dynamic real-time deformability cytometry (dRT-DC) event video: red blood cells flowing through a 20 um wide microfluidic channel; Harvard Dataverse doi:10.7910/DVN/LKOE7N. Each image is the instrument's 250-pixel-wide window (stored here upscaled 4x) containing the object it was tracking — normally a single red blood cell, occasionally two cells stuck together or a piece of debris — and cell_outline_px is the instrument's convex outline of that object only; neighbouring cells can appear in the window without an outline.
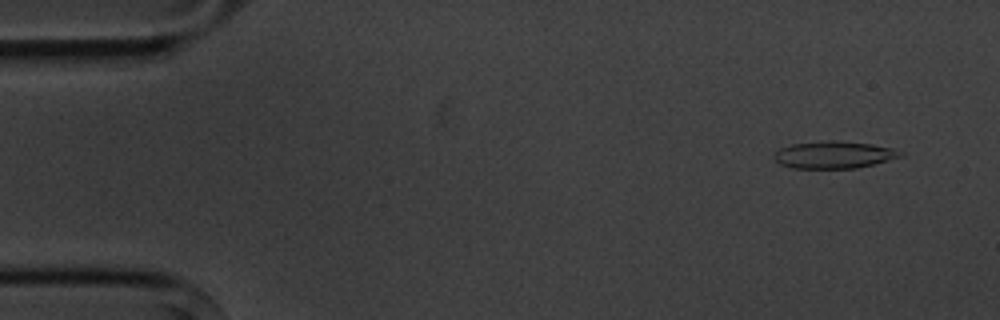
{"species": "common noctule bat (a hibernating species)", "species_latin": "Nyctalus noctula", "temperature_condition": "cold", "stored_images_in_passage": 5, "camera_frame_rate_fps": 3000, "um_per_image_px": 0.085, "animal": {"sex": "male", "body_mass_g": 20.1, "forearm_length_mm": 53.5}, "frame": {"image": 1, "passage_image": 2, "time_ms": 1.0, "image_size_px": [1000, 320], "cell_outline_px": [[904, 156], [856, 168], [792, 168], [780, 164], [772, 156], [780, 148], [792, 144], [824, 140], [836, 140], [872, 144], [892, 148], [904, 152]], "centroid_in_image_um": [70.88, 13.15], "position_along_channel_um": 14.1, "area_um2": 20.06}}
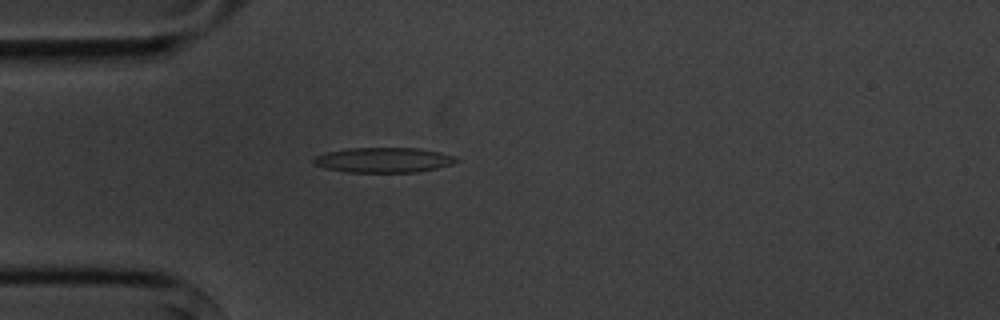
{"frame": {"image": 2, "passage_image": 5, "time_ms": 4.667, "image_size_px": [1000, 320], "cell_outline_px": [[460, 160], [452, 164], [436, 168], [416, 172], [348, 172], [328, 168], [316, 164], [312, 160], [316, 156], [328, 152], [348, 148], [416, 148], [440, 152], [456, 156]], "centroid_in_image_um": [32.66, 13.59], "position_along_channel_um": 52.3, "area_um2": 20.58}}